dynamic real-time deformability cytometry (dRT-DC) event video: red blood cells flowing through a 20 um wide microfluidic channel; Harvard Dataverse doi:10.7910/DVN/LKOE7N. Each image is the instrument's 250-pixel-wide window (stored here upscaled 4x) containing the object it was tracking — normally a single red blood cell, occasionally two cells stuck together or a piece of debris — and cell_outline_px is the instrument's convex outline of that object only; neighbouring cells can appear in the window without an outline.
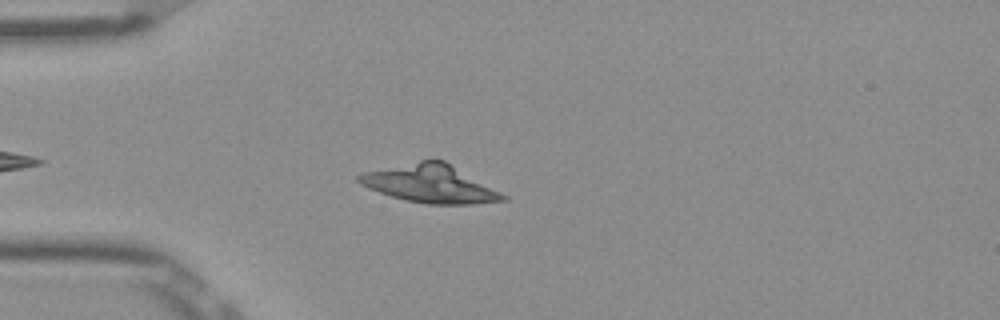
{"species": "Egyptian fruit bat (a non-hibernating species)", "species_latin": "Rousettus aegyptiacus", "temperature_condition": "room temperature", "stored_images_in_passage": 39, "camera_frame_rate_fps": 3000, "um_per_image_px": 0.085, "frame": {"image": 1, "passage_image": 5, "time_ms": 1.333, "image_size_px": [1000, 320], "cell_outline_px": [[508, 200], [472, 204], [428, 204], [408, 200], [392, 196], [368, 188], [360, 184], [356, 180], [356, 176], [364, 172], [420, 160], [444, 160], [508, 196]], "centroid_in_image_um": [36.58, 15.62], "position_along_channel_um": 48.4, "area_um2": 31.5}}
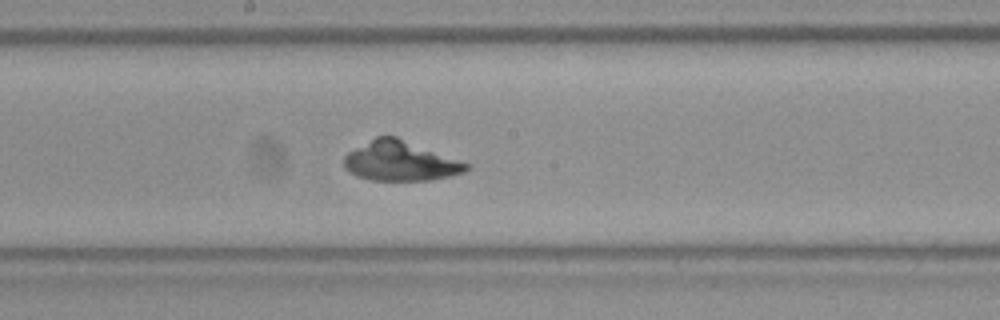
{"frame": {"image": 2, "passage_image": 19, "time_ms": 6.0, "image_size_px": [1000, 320], "cell_outline_px": [[472, 168], [464, 172], [448, 176], [428, 180], [368, 180], [356, 176], [348, 172], [344, 168], [344, 156], [348, 152], [376, 136], [396, 136], [472, 164]], "centroid_in_image_um": [34.04, 13.69], "position_along_channel_um": 214.2, "area_um2": 28.5}}
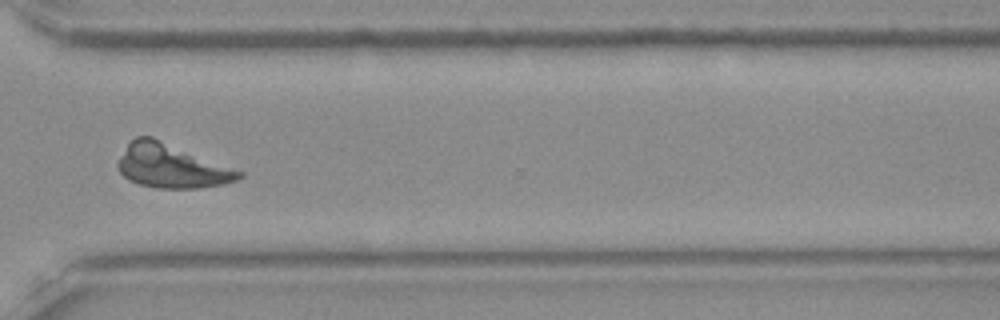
{"frame": {"image": 3, "passage_image": 30, "time_ms": 9.667, "image_size_px": [1000, 320], "cell_outline_px": [[244, 176], [236, 180], [224, 184], [196, 188], [156, 188], [140, 184], [128, 180], [120, 172], [116, 164], [120, 156], [128, 144], [136, 136], [152, 136], [244, 172]], "centroid_in_image_um": [14.57, 14.11], "position_along_channel_um": 356.0, "area_um2": 30.87}}